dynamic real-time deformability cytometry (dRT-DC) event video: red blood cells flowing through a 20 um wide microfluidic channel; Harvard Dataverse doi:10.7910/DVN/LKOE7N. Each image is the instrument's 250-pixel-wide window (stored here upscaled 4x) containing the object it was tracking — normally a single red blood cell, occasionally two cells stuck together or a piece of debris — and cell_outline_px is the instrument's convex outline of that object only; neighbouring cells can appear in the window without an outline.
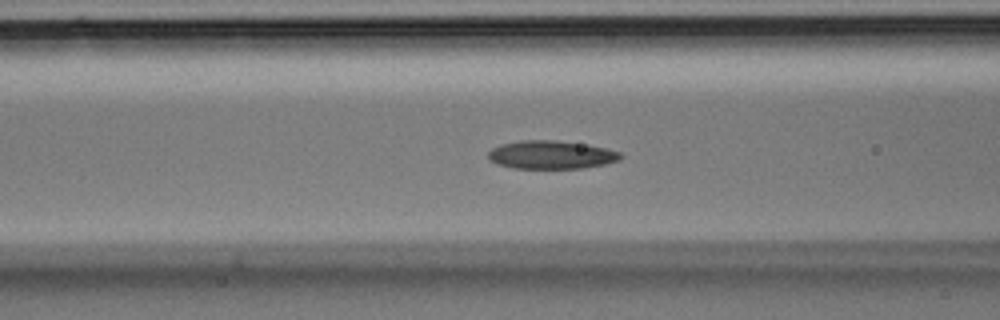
{"species": "Egyptian fruit bat (a non-hibernating species)", "species_latin": "Rousettus aegyptiacus", "temperature_condition": "room temperature", "stored_images_in_passage": 36, "camera_frame_rate_fps": 3000, "um_per_image_px": 0.085, "animal": {"sex": "male"}, "frame": {"image": 1, "passage_image": 14, "time_ms": 4.333, "image_size_px": [1000, 320], "cell_outline_px": [[624, 156], [620, 160], [604, 164], [584, 168], [512, 168], [496, 164], [488, 160], [488, 152], [492, 148], [500, 144], [520, 140], [556, 140], [604, 148], [620, 152]], "centroid_in_image_um": [46.8, 13.16], "position_along_channel_um": 119.8, "area_um2": 21.79}}
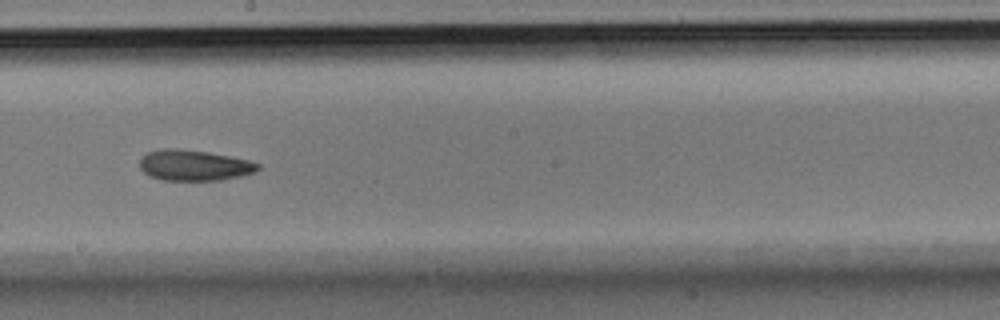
{"frame": {"image": 2, "passage_image": 20, "time_ms": 6.333, "image_size_px": [1000, 320], "cell_outline_px": [[260, 168], [256, 172], [240, 176], [220, 180], [164, 180], [152, 176], [144, 172], [140, 168], [140, 156], [148, 152], [160, 148], [180, 148], [208, 152], [248, 160], [260, 164]], "centroid_in_image_um": [16.49, 14.04], "position_along_channel_um": 231.7, "area_um2": 21.21}}
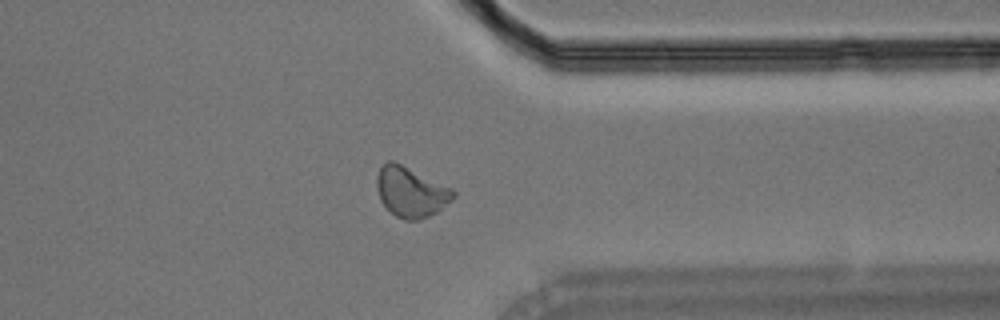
{"frame": {"image": 3, "passage_image": 28, "time_ms": 9.0, "image_size_px": [1000, 320], "cell_outline_px": [[456, 196], [452, 200], [436, 212], [428, 216], [416, 220], [404, 220], [396, 216], [380, 200], [376, 184], [376, 180], [380, 168], [388, 160], [392, 160], [452, 188], [456, 192]], "centroid_in_image_um": [34.93, 16.32], "position_along_channel_um": 376.5, "area_um2": 22.02}}